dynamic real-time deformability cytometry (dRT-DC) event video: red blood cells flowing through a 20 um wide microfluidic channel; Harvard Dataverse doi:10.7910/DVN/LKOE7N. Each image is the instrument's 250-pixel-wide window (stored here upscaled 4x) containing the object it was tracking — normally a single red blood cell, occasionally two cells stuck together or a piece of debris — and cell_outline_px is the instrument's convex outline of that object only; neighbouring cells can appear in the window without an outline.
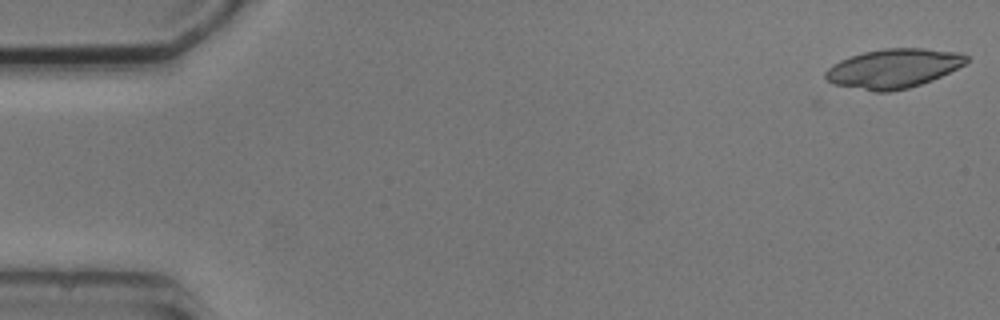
{"species": "common noctule bat (a hibernating species)", "species_latin": "Nyctalus noctula", "temperature_condition": "cold", "stored_images_in_passage": 3, "camera_frame_rate_fps": 3000, "um_per_image_px": 0.085, "animal": {"sex": "male", "body_mass_g": 20.5, "forearm_length_mm": 52.5}, "frame": {"image": 1, "passage_image": 1, "time_ms": 0.0, "image_size_px": [1000, 320], "cell_outline_px": [[968, 60], [964, 64], [932, 80], [908, 88], [888, 92], [872, 92], [832, 84], [824, 76], [824, 72], [832, 64], [840, 60], [864, 52], [884, 48], [924, 48], [960, 52], [968, 56]], "centroid_in_image_um": [75.91, 5.82], "position_along_channel_um": 9.1, "area_um2": 32.25}}